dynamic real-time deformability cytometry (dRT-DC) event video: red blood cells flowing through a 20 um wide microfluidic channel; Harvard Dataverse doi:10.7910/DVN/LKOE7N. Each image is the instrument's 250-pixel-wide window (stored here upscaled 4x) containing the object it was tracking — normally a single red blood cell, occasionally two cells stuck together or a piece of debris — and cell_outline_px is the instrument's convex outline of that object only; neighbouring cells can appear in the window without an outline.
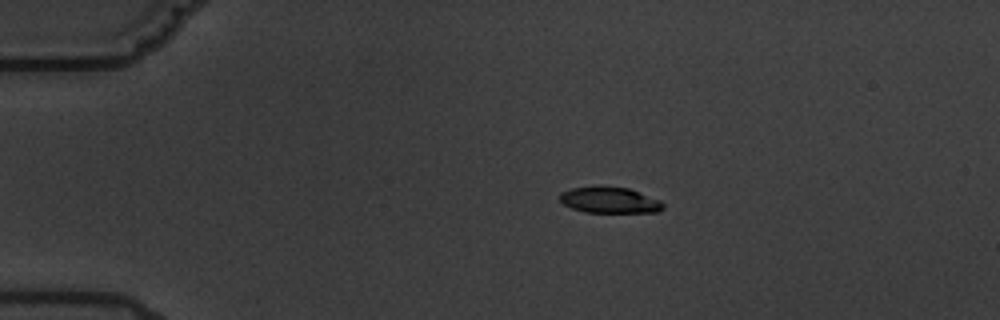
{"species": "common noctule bat (a hibernating species)", "species_latin": "Nyctalus noctula", "temperature_condition": "warm", "stored_images_in_passage": 7, "camera_frame_rate_fps": 3000, "um_per_image_px": 0.085, "animal": {"sex": "male", "body_mass_g": 19.5, "forearm_length_mm": 54.6}, "frame": {"image": 1, "passage_image": 3, "time_ms": 2.333, "image_size_px": [1000, 320], "cell_outline_px": [[664, 208], [656, 212], [584, 212], [572, 208], [564, 204], [560, 200], [560, 192], [572, 188], [628, 188], [660, 200], [664, 204]], "centroid_in_image_um": [51.83, 17.04], "position_along_channel_um": 33.2, "area_um2": 15.14}}
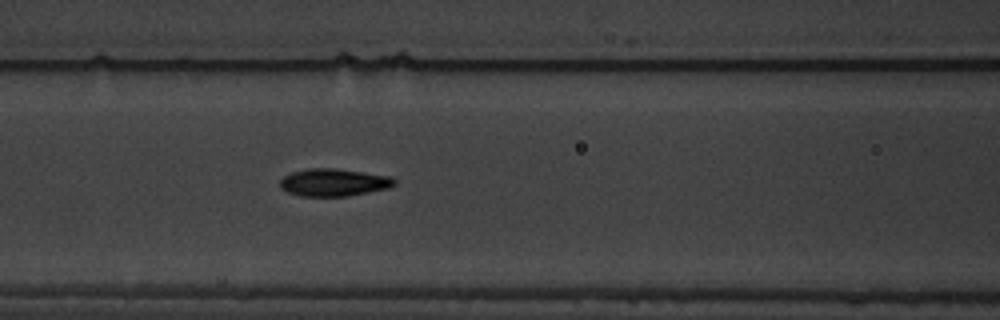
{"frame": {"image": 2, "passage_image": 7, "time_ms": 7.0, "image_size_px": [1000, 320], "cell_outline_px": [[396, 184], [388, 188], [348, 196], [300, 196], [288, 192], [280, 188], [280, 180], [284, 176], [292, 172], [308, 168], [336, 168], [392, 176], [396, 180]], "centroid_in_image_um": [28.37, 15.5], "position_along_channel_um": 138.2, "area_um2": 18.44}}